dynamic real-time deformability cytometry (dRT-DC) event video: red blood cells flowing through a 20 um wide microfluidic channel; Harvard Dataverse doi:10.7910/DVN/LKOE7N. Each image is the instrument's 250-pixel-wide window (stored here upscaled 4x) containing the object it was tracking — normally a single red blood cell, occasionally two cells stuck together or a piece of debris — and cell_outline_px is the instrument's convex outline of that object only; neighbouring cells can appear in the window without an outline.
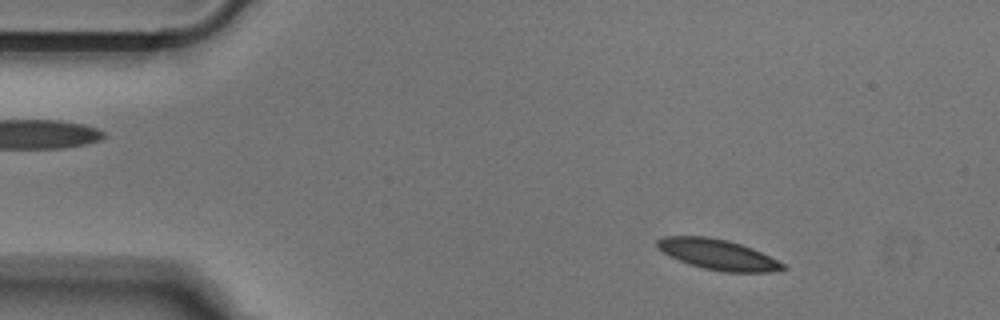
{"species": "Egyptian fruit bat (a non-hibernating species)", "species_latin": "Rousettus aegyptiacus", "temperature_condition": "cold", "stored_images_in_passage": 51, "camera_frame_rate_fps": 3000, "um_per_image_px": 0.085, "animal": {"sex": "male"}, "frame": {"image": 1, "passage_image": 6, "time_ms": 1.667, "image_size_px": [1000, 320], "cell_outline_px": [[788, 268], [772, 272], [724, 272], [704, 268], [688, 264], [656, 248], [656, 240], [664, 236], [708, 236], [728, 240], [752, 248], [784, 264]], "centroid_in_image_um": [61.0, 21.63], "position_along_channel_um": 24.0, "area_um2": 22.14}}
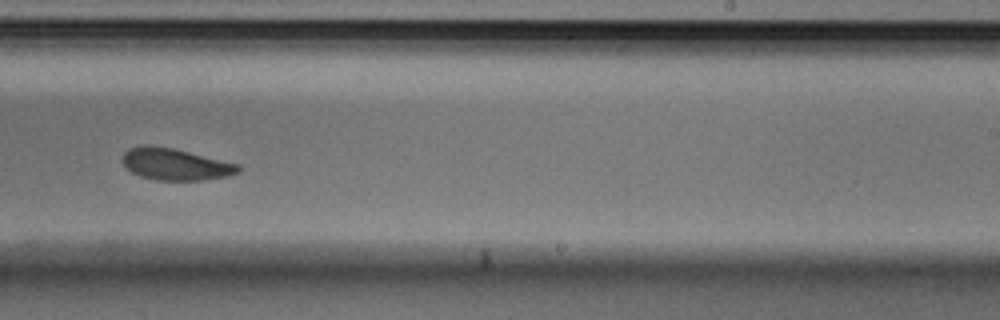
{"frame": {"image": 2, "passage_image": 31, "time_ms": 10.0, "image_size_px": [1000, 320], "cell_outline_px": [[240, 172], [228, 176], [200, 180], [156, 180], [140, 176], [132, 172], [124, 164], [124, 152], [128, 148], [140, 144], [148, 144], [172, 148], [240, 164]], "centroid_in_image_um": [14.91, 13.95], "position_along_channel_um": 274.1, "area_um2": 21.39}}
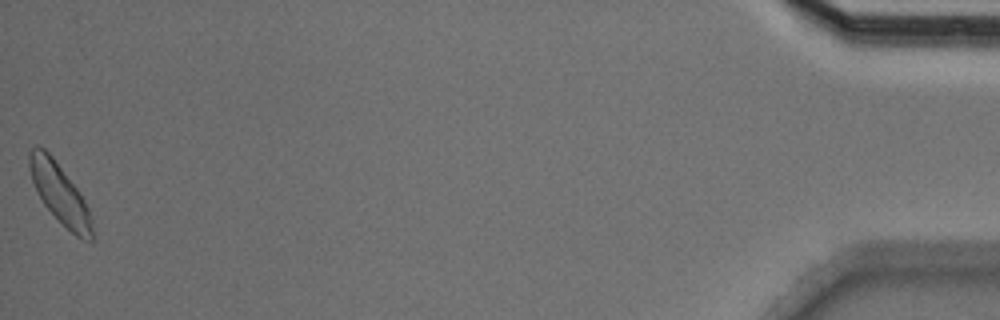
{"frame": {"image": 3, "passage_image": 51, "time_ms": 16.667, "image_size_px": [1000, 320], "cell_outline_px": [[92, 240], [84, 240], [76, 236], [44, 204], [32, 180], [28, 164], [28, 152], [36, 144], [44, 148], [52, 156], [80, 192], [88, 208], [92, 220]], "centroid_in_image_um": [5.07, 16.4], "position_along_channel_um": 430.1, "area_um2": 21.39}}